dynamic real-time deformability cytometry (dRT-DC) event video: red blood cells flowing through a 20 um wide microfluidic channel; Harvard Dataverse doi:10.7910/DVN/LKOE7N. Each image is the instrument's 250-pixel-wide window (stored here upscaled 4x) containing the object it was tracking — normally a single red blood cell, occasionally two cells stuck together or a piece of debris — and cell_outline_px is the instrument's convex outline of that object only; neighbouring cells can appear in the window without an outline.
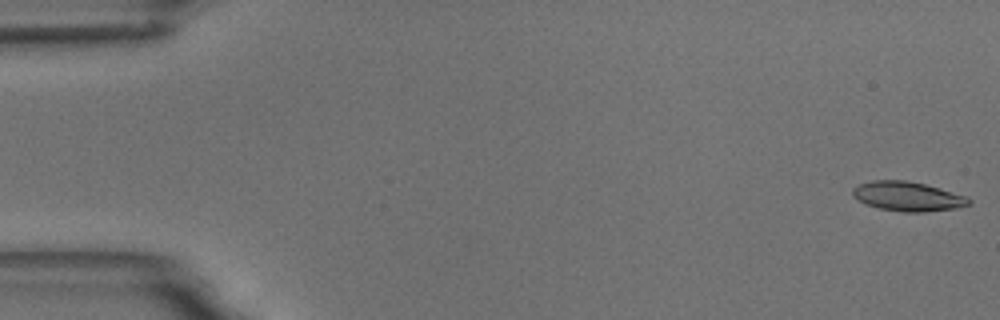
{"species": "common noctule bat (a hibernating species)", "species_latin": "Nyctalus noctula", "temperature_condition": "room temperature", "stored_images_in_passage": 57, "camera_frame_rate_fps": 3000, "um_per_image_px": 0.085, "animal": {"sex": "male", "body_mass_g": 18.8}, "frame": {"image": 1, "passage_image": 1, "time_ms": 0.0, "image_size_px": [1000, 320], "cell_outline_px": [[972, 204], [956, 208], [924, 212], [904, 212], [880, 208], [864, 204], [852, 196], [852, 188], [860, 184], [872, 180], [904, 180], [924, 184], [940, 188], [968, 196], [972, 200]], "centroid_in_image_um": [77.17, 16.69], "position_along_channel_um": 7.8, "area_um2": 20.06}}
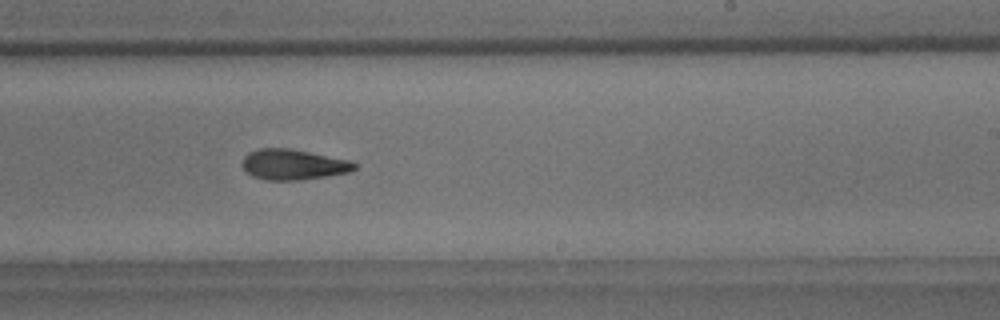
{"frame": {"image": 2, "passage_image": 35, "time_ms": 11.333, "image_size_px": [1000, 320], "cell_outline_px": [[356, 168], [352, 172], [328, 176], [300, 180], [264, 180], [252, 176], [240, 164], [244, 156], [248, 152], [260, 148], [288, 148], [352, 160], [356, 164]], "centroid_in_image_um": [24.94, 13.99], "position_along_channel_um": 264.1, "area_um2": 20.17}}
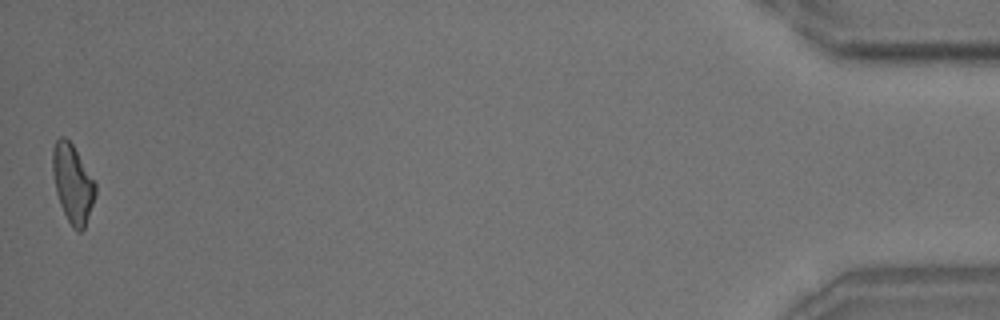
{"frame": {"image": 3, "passage_image": 57, "time_ms": 18.667, "image_size_px": [1000, 320], "cell_outline_px": [[96, 196], [84, 228], [80, 232], [76, 232], [72, 228], [60, 204], [56, 192], [52, 172], [52, 148], [56, 140], [60, 136], [64, 136], [72, 144], [96, 184]], "centroid_in_image_um": [6.17, 15.61], "position_along_channel_um": 429.0, "area_um2": 19.48}, "authors_computed_cell_mechanics": {"area_um2": 19.8254, "velocity_mm_per_s": 3.5244, "shape_relaxation_time_tau1_ms": 6.5303, "shape_relaxation_time_tau2_ms": 4.61, "deformation_change_tau1": 0.1708, "deformation_change_tau2": 0.1452}}